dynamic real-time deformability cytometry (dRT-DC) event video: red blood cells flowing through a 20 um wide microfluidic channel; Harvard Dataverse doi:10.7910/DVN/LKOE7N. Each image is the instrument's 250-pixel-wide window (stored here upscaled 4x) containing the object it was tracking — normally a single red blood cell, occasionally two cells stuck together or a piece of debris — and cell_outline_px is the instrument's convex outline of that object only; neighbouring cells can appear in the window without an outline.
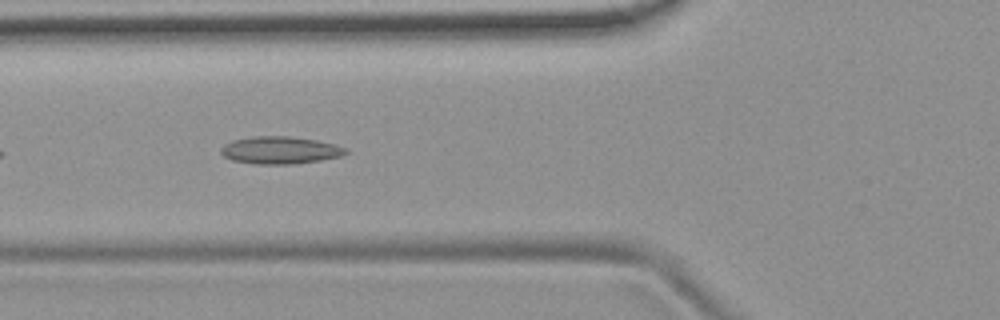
{"species": "common noctule bat (a hibernating species)", "species_latin": "Nyctalus noctula", "temperature_condition": "room temperature", "stored_images_in_passage": 9, "camera_frame_rate_fps": 3000, "um_per_image_px": 0.085, "animal": {"sex": "female", "body_mass_g": 19.9}, "frame": {"image": 1, "passage_image": 6, "time_ms": 1.667, "image_size_px": [1000, 320], "cell_outline_px": [[348, 152], [340, 156], [320, 160], [296, 164], [256, 164], [232, 160], [224, 156], [220, 152], [220, 148], [224, 144], [232, 140], [252, 136], [288, 136], [316, 140], [336, 144], [348, 148]], "centroid_in_image_um": [23.8, 12.76], "position_along_channel_um": 102.0, "area_um2": 20.06}}
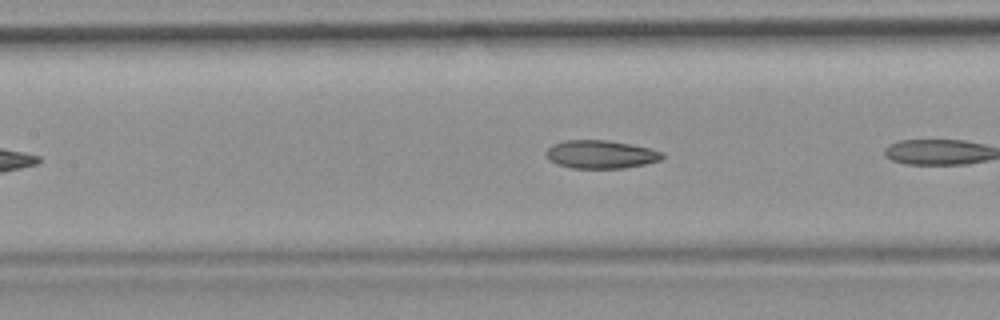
{"frame": {"image": 2, "passage_image": 8, "time_ms": 2.333, "image_size_px": [1000, 320], "cell_outline_px": [[664, 156], [660, 160], [644, 164], [624, 168], [572, 168], [556, 164], [548, 160], [548, 148], [552, 144], [564, 140], [608, 140], [632, 144], [664, 152]], "centroid_in_image_um": [51.07, 13.12], "position_along_channel_um": 156.3, "area_um2": 19.07}}